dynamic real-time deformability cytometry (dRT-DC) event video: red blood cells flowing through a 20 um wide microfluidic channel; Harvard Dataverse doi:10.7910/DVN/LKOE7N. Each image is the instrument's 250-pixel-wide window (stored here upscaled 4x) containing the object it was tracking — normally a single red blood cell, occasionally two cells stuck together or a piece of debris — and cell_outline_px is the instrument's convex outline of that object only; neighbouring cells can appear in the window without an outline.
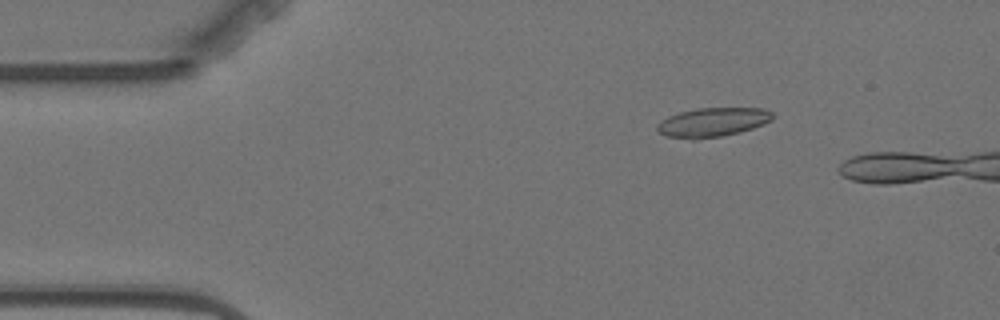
{"species": "Egyptian fruit bat (a non-hibernating species)", "species_latin": "Rousettus aegyptiacus", "temperature_condition": "warm", "stored_images_in_passage": 5, "camera_frame_rate_fps": 3000, "um_per_image_px": 0.085, "animal": {"sex": "female"}, "frame": {"image": 1, "passage_image": 3, "time_ms": 2.333, "image_size_px": [1000, 320], "cell_outline_px": [[772, 120], [764, 124], [740, 132], [720, 136], [696, 140], [692, 140], [664, 136], [656, 128], [656, 124], [660, 120], [668, 116], [680, 112], [696, 108], [764, 108], [772, 112]], "centroid_in_image_um": [60.53, 10.4], "position_along_channel_um": 24.5, "area_um2": 19.77}}